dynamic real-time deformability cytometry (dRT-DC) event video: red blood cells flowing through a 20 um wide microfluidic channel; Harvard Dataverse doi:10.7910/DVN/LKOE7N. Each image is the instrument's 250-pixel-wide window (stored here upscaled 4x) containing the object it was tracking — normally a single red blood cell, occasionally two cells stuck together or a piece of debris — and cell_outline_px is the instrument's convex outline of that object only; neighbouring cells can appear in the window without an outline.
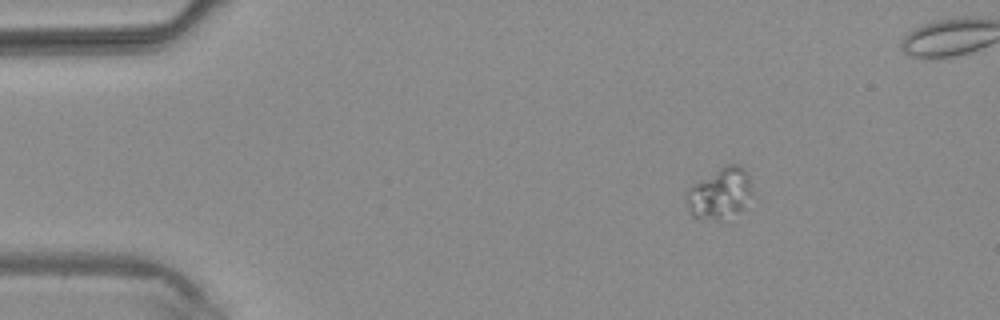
{"species": "common noctule bat (a hibernating species)", "species_latin": "Nyctalus noctula", "temperature_condition": "warm", "stored_images_in_passage": 4, "camera_frame_rate_fps": 3000, "um_per_image_px": 0.085, "animal": {"sex": "male", "body_mass_g": 20.4}, "frame": {"image": 1, "passage_image": 1, "time_ms": 0.0, "image_size_px": [1000, 320], "cell_outline_px": [[752, 192], [744, 208], [740, 212], [704, 220], [700, 220], [692, 216], [688, 208], [684, 196], [688, 188], [692, 184], [720, 168], [728, 164], [740, 164], [748, 172]], "centroid_in_image_um": [61.16, 16.41], "position_along_channel_um": 23.8, "area_um2": 19.42}}
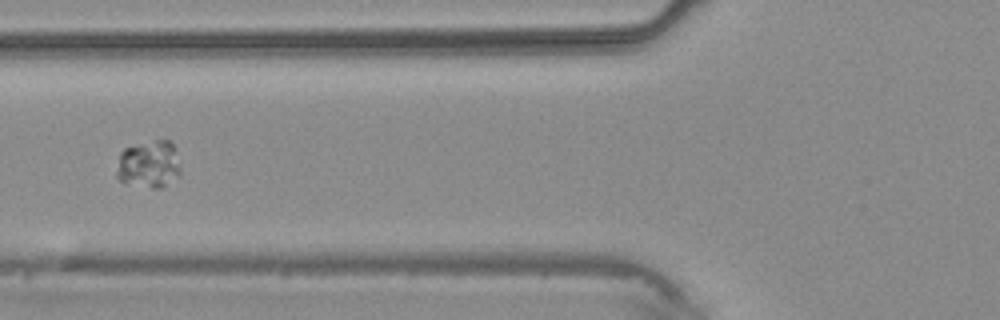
{"frame": {"image": 2, "passage_image": 4, "time_ms": 3.333, "image_size_px": [1000, 320], "cell_outline_px": [[180, 172], [164, 188], [152, 188], [120, 180], [116, 176], [116, 172], [120, 152], [124, 148], [156, 140], [168, 140], [172, 144], [180, 168]], "centroid_in_image_um": [12.63, 13.97], "position_along_channel_um": 113.2, "area_um2": 17.22}}